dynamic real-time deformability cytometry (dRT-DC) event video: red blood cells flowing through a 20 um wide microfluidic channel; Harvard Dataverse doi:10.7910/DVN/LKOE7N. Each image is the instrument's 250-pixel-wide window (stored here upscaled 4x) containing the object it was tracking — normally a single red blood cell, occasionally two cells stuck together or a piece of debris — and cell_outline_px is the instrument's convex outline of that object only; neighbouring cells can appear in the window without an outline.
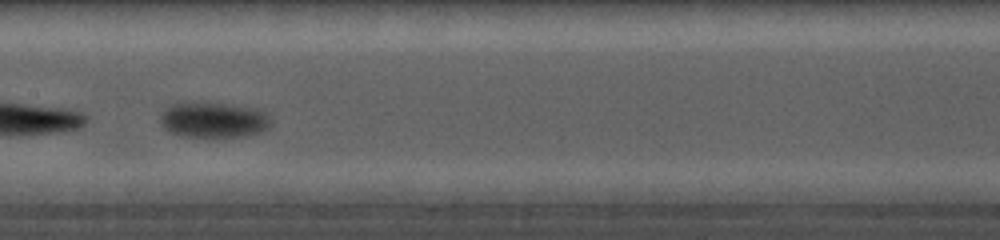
{"species": "common noctule bat (a hibernating species)", "species_latin": "Nyctalus noctula", "temperature_condition": "cold", "stored_images_in_passage": 7, "camera_frame_rate_fps": 5000, "um_per_image_px": 0.085, "animal": {"sex": "female", "body_mass_g": 19.0, "forearm_length_mm": 56.7}, "frame": {"image": 1, "passage_image": 4, "time_ms": 3.2, "image_size_px": [1000, 240], "cell_outline_px": [[272, 124], [268, 128], [260, 132], [244, 136], [204, 140], [180, 136], [168, 132], [160, 124], [160, 112], [164, 108], [172, 104], [216, 104], [260, 108], [268, 112], [272, 120]], "centroid_in_image_um": [18.16, 10.27], "position_along_channel_um": 189.2, "area_um2": 23.7}}